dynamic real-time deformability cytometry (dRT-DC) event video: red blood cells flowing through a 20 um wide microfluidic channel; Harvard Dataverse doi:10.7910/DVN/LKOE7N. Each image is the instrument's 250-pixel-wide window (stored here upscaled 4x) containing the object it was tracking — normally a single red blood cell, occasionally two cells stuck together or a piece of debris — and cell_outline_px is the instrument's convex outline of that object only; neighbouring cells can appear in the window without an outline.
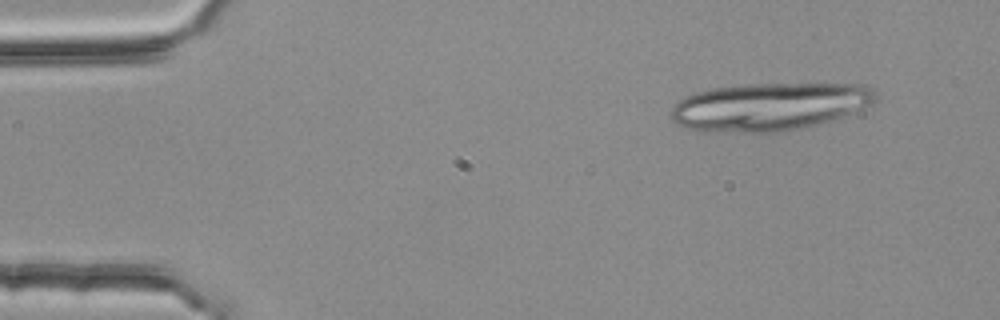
{"species": "common noctule bat (a hibernating species)", "species_latin": "Nyctalus noctula", "temperature_condition": "room temperature", "stored_images_in_passage": 3, "camera_frame_rate_fps": 3000, "um_per_image_px": 0.085, "animal": {"sex": "female", "body_mass_g": 25.1}, "frame": {"image": 1, "passage_image": 1, "time_ms": 0.0, "image_size_px": [1000, 320], "cell_outline_px": [[880, 96], [876, 100], [852, 112], [816, 124], [800, 128], [772, 132], [708, 132], [684, 128], [676, 124], [672, 120], [672, 108], [684, 96], [696, 92], [712, 88], [744, 84], [864, 84], [876, 88]], "centroid_in_image_um": [65.37, 9.05], "position_along_channel_um": 19.6, "area_um2": 56.93}}